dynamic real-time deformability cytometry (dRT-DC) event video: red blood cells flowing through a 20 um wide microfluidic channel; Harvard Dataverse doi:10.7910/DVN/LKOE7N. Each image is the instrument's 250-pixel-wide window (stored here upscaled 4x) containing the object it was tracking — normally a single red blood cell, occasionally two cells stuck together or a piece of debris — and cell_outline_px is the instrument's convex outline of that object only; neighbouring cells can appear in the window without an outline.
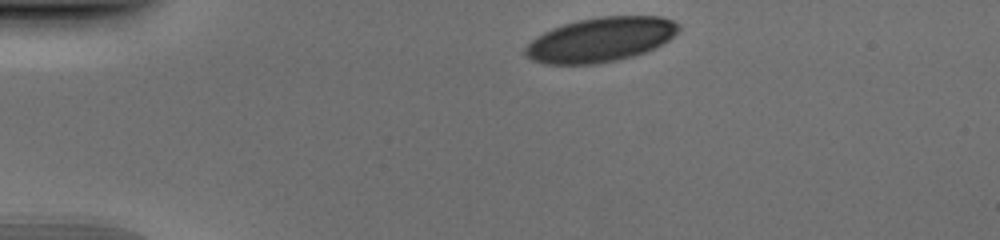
{"species": "human", "species_latin": "Homo sapiens", "temperature_condition": "cold", "stored_images_in_passage": 35, "camera_frame_rate_fps": 3000, "um_per_image_px": 0.085, "donor": {"sex": "male"}, "frame": {"image": 1, "passage_image": 1, "time_ms": 0.0, "image_size_px": [1000, 240], "cell_outline_px": [[680, 28], [668, 40], [644, 52], [632, 56], [616, 60], [596, 64], [544, 64], [532, 60], [524, 52], [524, 48], [536, 36], [552, 28], [564, 24], [580, 20], [600, 16], [660, 16], [672, 20]], "centroid_in_image_um": [51.01, 3.37], "position_along_channel_um": 34.0, "area_um2": 39.3}}
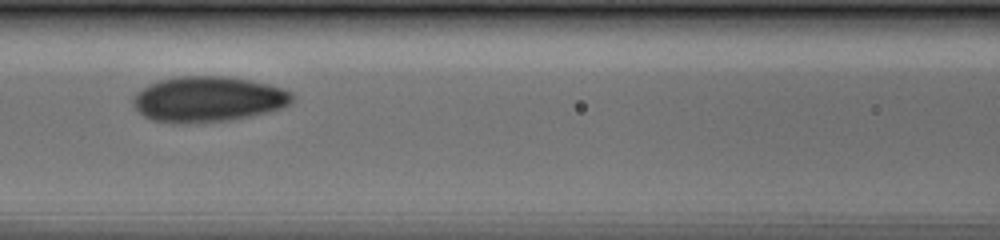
{"frame": {"image": 2, "passage_image": 14, "time_ms": 4.333, "image_size_px": [1000, 240], "cell_outline_px": [[292, 100], [284, 108], [252, 116], [228, 120], [180, 124], [176, 124], [152, 120], [136, 112], [132, 104], [132, 96], [140, 88], [148, 84], [160, 80], [176, 76], [224, 76], [248, 80], [268, 84], [284, 88], [292, 92]], "centroid_in_image_um": [17.63, 8.43], "position_along_channel_um": 149.0, "area_um2": 42.66}}
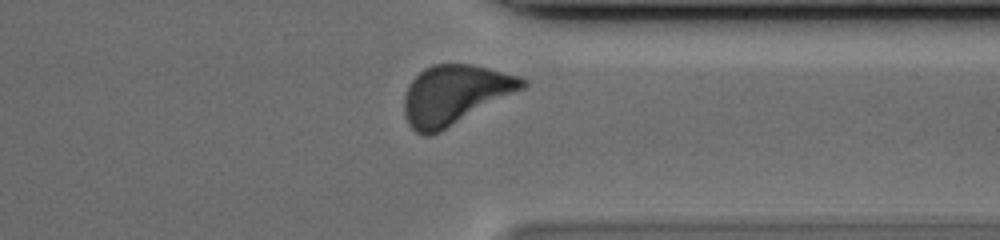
{"frame": {"image": 3, "passage_image": 31, "time_ms": 10.0, "image_size_px": [1000, 240], "cell_outline_px": [[528, 84], [524, 88], [440, 132], [432, 136], [424, 136], [416, 132], [408, 124], [404, 116], [404, 96], [408, 84], [424, 68], [432, 64], [472, 64], [520, 76], [528, 80]], "centroid_in_image_um": [38.64, 8.06], "position_along_channel_um": 372.8, "area_um2": 40.98}}